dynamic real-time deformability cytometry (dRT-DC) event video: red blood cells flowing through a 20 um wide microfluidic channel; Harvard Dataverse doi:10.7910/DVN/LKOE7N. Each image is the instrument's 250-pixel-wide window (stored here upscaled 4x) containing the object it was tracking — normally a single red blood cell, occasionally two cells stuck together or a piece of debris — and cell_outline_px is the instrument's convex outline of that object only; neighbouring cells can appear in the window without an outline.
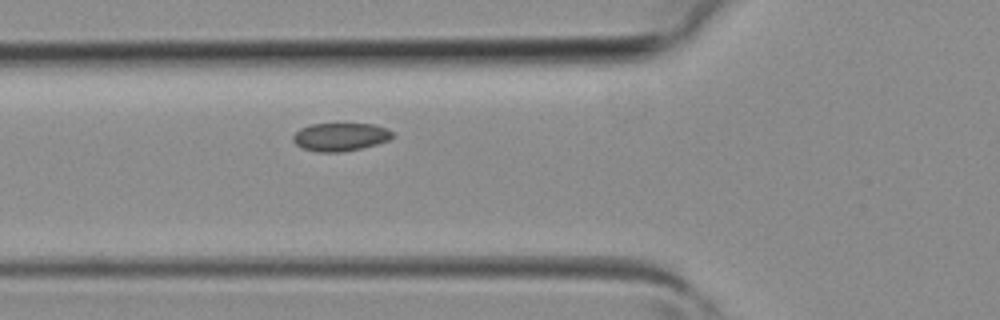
{"species": "common noctule bat (a hibernating species)", "species_latin": "Nyctalus noctula", "temperature_condition": "room temperature", "stored_images_in_passage": 2, "camera_frame_rate_fps": 3000, "um_per_image_px": 0.085, "animal": {"sex": "female", "body_mass_g": 19.3, "forearm_length_mm": 54.1}, "frame": {"image": 1, "passage_image": 2, "time_ms": 0.333, "image_size_px": [1000, 320], "cell_outline_px": [[392, 136], [388, 140], [376, 144], [360, 148], [340, 152], [320, 152], [304, 148], [296, 144], [292, 140], [292, 136], [300, 128], [312, 124], [372, 124], [388, 128], [392, 132]], "centroid_in_image_um": [28.91, 11.63], "position_along_channel_um": 96.9, "area_um2": 16.07}}